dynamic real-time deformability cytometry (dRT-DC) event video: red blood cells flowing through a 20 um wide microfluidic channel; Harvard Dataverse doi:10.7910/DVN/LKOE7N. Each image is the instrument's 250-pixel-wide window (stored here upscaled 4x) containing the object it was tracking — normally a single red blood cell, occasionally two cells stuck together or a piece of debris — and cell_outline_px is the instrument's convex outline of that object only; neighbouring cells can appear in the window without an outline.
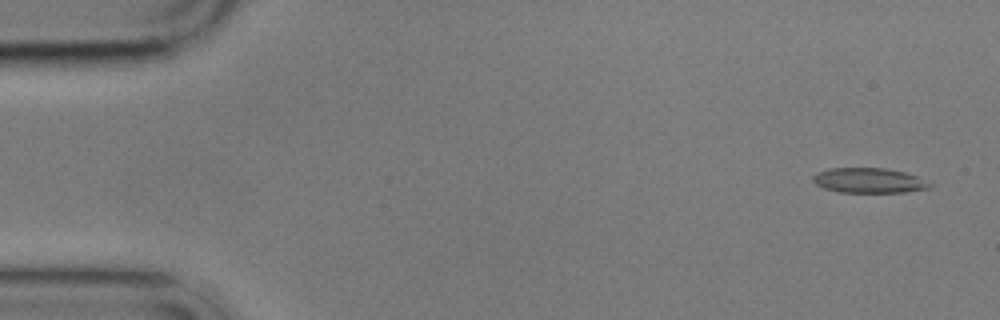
{"species": "common noctule bat (a hibernating species)", "species_latin": "Nyctalus noctula", "temperature_condition": "cold", "stored_images_in_passage": 6, "segment_of_instrument_passage": [1, 2], "camera_frame_rate_fps": 3000, "um_per_image_px": 0.085, "animal": {"sex": "male", "body_mass_g": 17.9}, "frame": {"image": 1, "passage_image": 1, "time_ms": 0.0, "image_size_px": [1000, 320], "cell_outline_px": [[932, 188], [904, 192], [836, 192], [824, 188], [816, 184], [812, 180], [812, 176], [816, 172], [828, 168], [888, 168], [904, 172], [916, 176], [932, 184]], "centroid_in_image_um": [73.83, 15.34], "position_along_channel_um": 11.2, "area_um2": 17.11}}
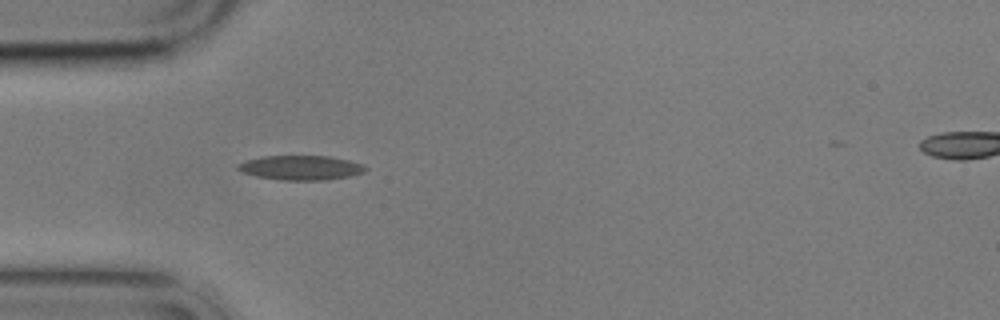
{"frame": {"image": 2, "passage_image": 5, "time_ms": 4.667, "image_size_px": [1000, 320], "cell_outline_px": [[368, 168], [364, 172], [348, 176], [324, 180], [280, 180], [256, 176], [244, 172], [236, 168], [236, 164], [244, 160], [260, 156], [328, 156], [348, 160], [364, 164]], "centroid_in_image_um": [25.54, 14.25], "position_along_channel_um": 59.5, "area_um2": 18.26}}